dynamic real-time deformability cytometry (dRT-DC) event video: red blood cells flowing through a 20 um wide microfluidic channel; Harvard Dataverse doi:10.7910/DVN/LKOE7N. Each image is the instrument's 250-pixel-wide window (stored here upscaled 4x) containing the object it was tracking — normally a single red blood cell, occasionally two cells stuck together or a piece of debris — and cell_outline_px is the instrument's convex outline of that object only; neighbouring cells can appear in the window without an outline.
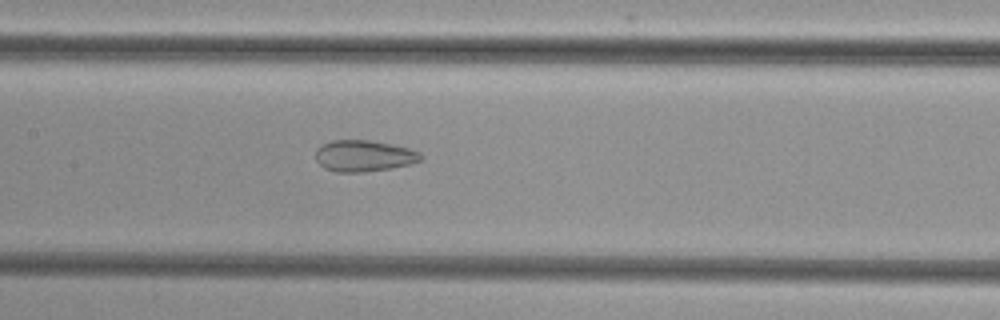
{"species": "common noctule bat (a hibernating species)", "species_latin": "Nyctalus noctula", "temperature_condition": "cold", "stored_images_in_passage": 41, "camera_frame_rate_fps": 3000, "um_per_image_px": 0.085, "animal": {"sex": "female", "body_mass_g": 29.2, "forearm_length_mm": 56.3}, "frame": {"image": 1, "passage_image": 17, "time_ms": 5.333, "image_size_px": [1000, 320], "cell_outline_px": [[424, 156], [420, 160], [412, 164], [392, 168], [364, 172], [336, 172], [324, 168], [316, 160], [316, 148], [332, 140], [368, 140], [392, 144], [408, 148], [420, 152]], "centroid_in_image_um": [30.95, 13.25], "position_along_channel_um": 176.5, "area_um2": 19.31}}
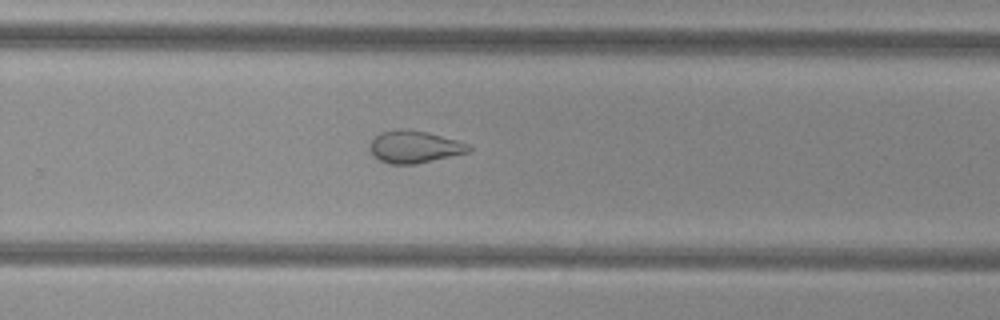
{"frame": {"image": 2, "passage_image": 26, "time_ms": 8.333, "image_size_px": [1000, 320], "cell_outline_px": [[472, 148], [468, 152], [416, 164], [388, 164], [372, 156], [372, 140], [380, 132], [400, 128], [408, 128], [428, 132], [456, 140], [468, 144]], "centroid_in_image_um": [35.22, 12.47], "position_along_channel_um": 294.6, "area_um2": 18.5}}
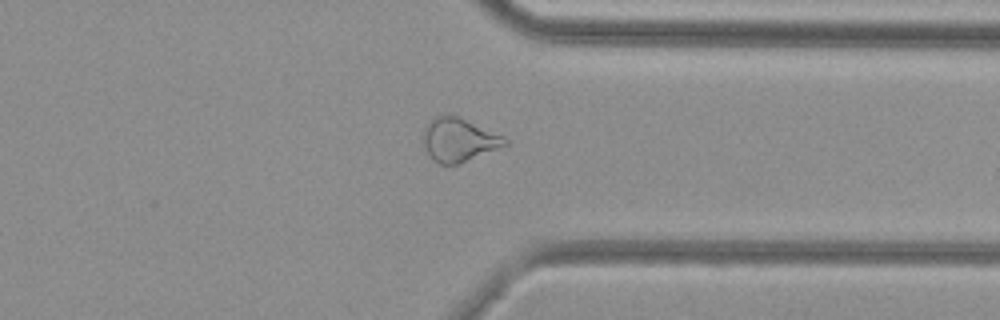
{"frame": {"image": 3, "passage_image": 32, "time_ms": 10.333, "image_size_px": [1000, 320], "cell_outline_px": [[508, 144], [460, 164], [440, 164], [432, 160], [424, 144], [424, 128], [432, 116], [456, 116], [504, 136], [508, 140]], "centroid_in_image_um": [38.99, 11.9], "position_along_channel_um": 372.4, "area_um2": 20.4}}